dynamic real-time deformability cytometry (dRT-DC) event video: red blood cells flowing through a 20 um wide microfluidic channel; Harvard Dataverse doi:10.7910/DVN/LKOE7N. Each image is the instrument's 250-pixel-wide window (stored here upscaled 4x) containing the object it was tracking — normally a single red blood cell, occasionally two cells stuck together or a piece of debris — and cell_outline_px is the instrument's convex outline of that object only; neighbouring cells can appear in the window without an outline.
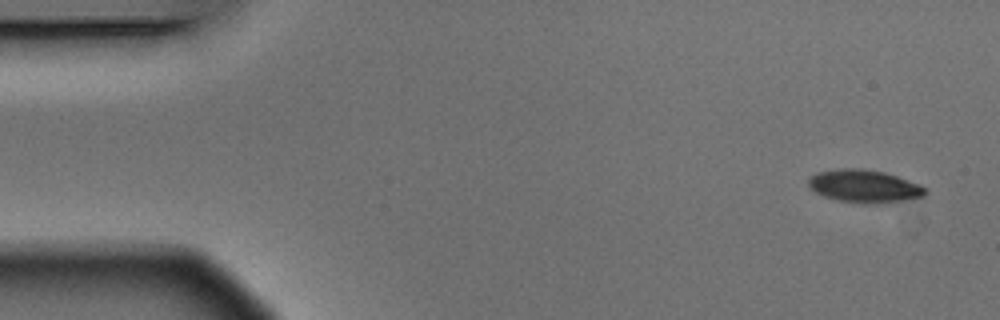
{"species": "Egyptian fruit bat (a non-hibernating species)", "species_latin": "Rousettus aegyptiacus", "temperature_condition": "warm", "stored_images_in_passage": 4, "camera_frame_rate_fps": 3000, "um_per_image_px": 0.085, "animal": {"sex": "male"}, "frame": {"image": 1, "passage_image": 1, "time_ms": 0.0, "image_size_px": [1000, 320], "cell_outline_px": [[924, 196], [912, 200], [884, 204], [864, 204], [840, 200], [824, 196], [816, 192], [808, 184], [808, 180], [812, 176], [820, 172], [840, 168], [864, 168], [884, 172], [920, 184], [924, 188]], "centroid_in_image_um": [73.51, 15.84], "position_along_channel_um": 11.5, "area_um2": 22.37}}
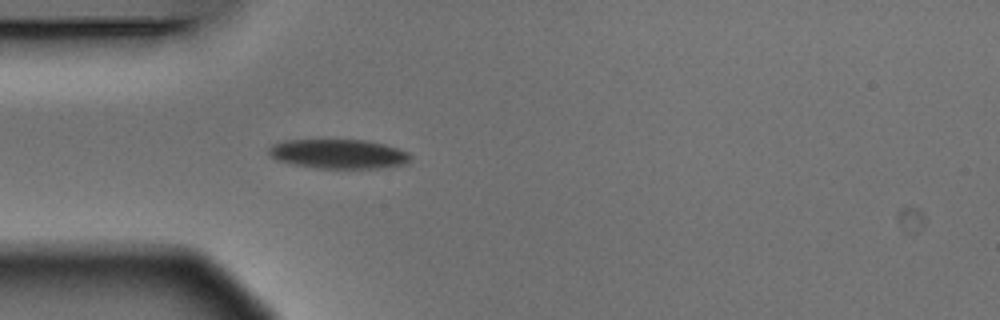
{"frame": {"image": 2, "passage_image": 4, "time_ms": 1.0, "image_size_px": [1000, 320], "cell_outline_px": [[412, 160], [404, 164], [376, 168], [316, 168], [292, 164], [276, 160], [268, 152], [268, 148], [272, 144], [284, 140], [364, 140], [384, 144], [408, 152], [412, 156]], "centroid_in_image_um": [28.75, 13.08], "position_along_channel_um": 56.2, "area_um2": 24.22}}